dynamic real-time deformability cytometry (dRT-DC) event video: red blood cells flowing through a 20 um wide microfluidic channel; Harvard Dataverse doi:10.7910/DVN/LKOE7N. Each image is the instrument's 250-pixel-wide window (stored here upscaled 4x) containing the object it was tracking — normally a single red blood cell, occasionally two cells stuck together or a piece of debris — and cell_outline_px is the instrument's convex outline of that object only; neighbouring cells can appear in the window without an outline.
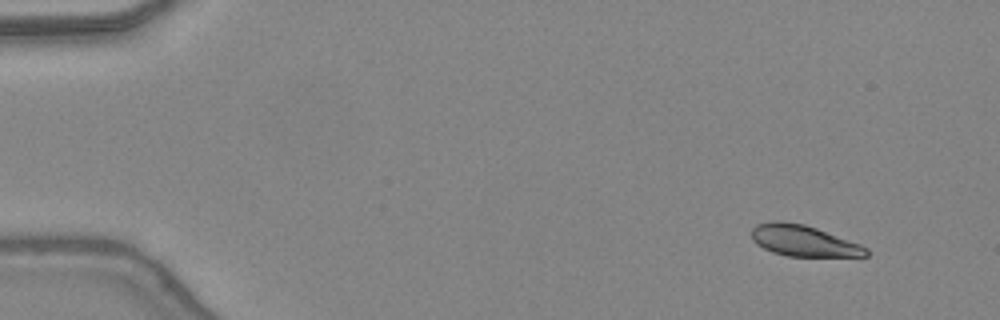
{"species": "common noctule bat (a hibernating species)", "species_latin": "Nyctalus noctula", "temperature_condition": "warm", "stored_images_in_passage": 44, "camera_frame_rate_fps": 3000, "um_per_image_px": 0.085, "animal": {"sex": "female", "body_mass_g": 24.6, "forearm_length_mm": 56.2}, "frame": {"image": 1, "passage_image": 1, "time_ms": 0.0, "image_size_px": [1000, 320], "cell_outline_px": [[868, 256], [788, 256], [772, 252], [756, 244], [752, 240], [752, 228], [756, 224], [772, 220], [780, 220], [804, 224], [816, 228], [860, 244], [868, 248]], "centroid_in_image_um": [68.26, 20.45], "position_along_channel_um": 16.7, "area_um2": 20.75}}
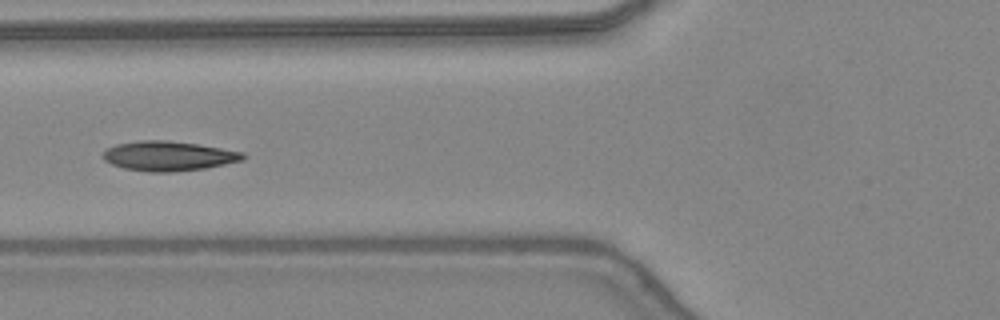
{"frame": {"image": 2, "passage_image": 16, "time_ms": 5.0, "image_size_px": [1000, 320], "cell_outline_px": [[248, 156], [244, 160], [204, 168], [172, 172], [148, 172], [124, 168], [112, 164], [104, 160], [104, 152], [108, 148], [116, 144], [140, 140], [164, 140], [196, 144], [244, 152]], "centroid_in_image_um": [14.34, 13.26], "position_along_channel_um": 111.5, "area_um2": 24.04}}
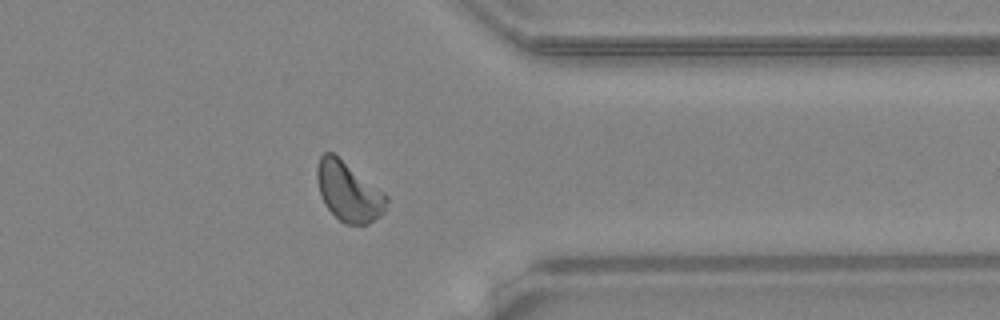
{"frame": {"image": 3, "passage_image": 35, "time_ms": 11.333, "image_size_px": [1000, 320], "cell_outline_px": [[388, 200], [384, 212], [380, 216], [368, 224], [344, 224], [324, 204], [320, 196], [316, 180], [316, 168], [320, 156], [324, 152], [332, 152], [384, 192], [388, 196]], "centroid_in_image_um": [29.61, 16.29], "position_along_channel_um": 381.8, "area_um2": 24.04}, "authors_computed_cell_mechanics": {"area_um2": 23.1778, "velocity_mm_per_s": 4.3856, "shape_relaxation_time_tau1_ms": 3.7369, "shape_relaxation_time_tau2_ms": 1.8624, "deformation_change_tau1": 0.1413, "deformation_change_tau2": 0.062}}